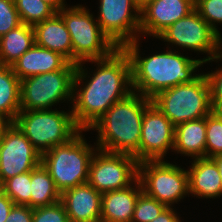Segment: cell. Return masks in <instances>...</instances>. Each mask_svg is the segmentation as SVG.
<instances>
[{
    "instance_id": "14",
    "label": "cell",
    "mask_w": 222,
    "mask_h": 222,
    "mask_svg": "<svg viewBox=\"0 0 222 222\" xmlns=\"http://www.w3.org/2000/svg\"><path fill=\"white\" fill-rule=\"evenodd\" d=\"M175 125L151 103L144 112L140 138V162L162 160L174 146Z\"/></svg>"
},
{
    "instance_id": "37",
    "label": "cell",
    "mask_w": 222,
    "mask_h": 222,
    "mask_svg": "<svg viewBox=\"0 0 222 222\" xmlns=\"http://www.w3.org/2000/svg\"><path fill=\"white\" fill-rule=\"evenodd\" d=\"M11 123H12L11 120L0 115V141L3 138L4 132L10 126Z\"/></svg>"
},
{
    "instance_id": "17",
    "label": "cell",
    "mask_w": 222,
    "mask_h": 222,
    "mask_svg": "<svg viewBox=\"0 0 222 222\" xmlns=\"http://www.w3.org/2000/svg\"><path fill=\"white\" fill-rule=\"evenodd\" d=\"M69 61L60 53L34 44L11 66L21 81L24 78L61 70Z\"/></svg>"
},
{
    "instance_id": "29",
    "label": "cell",
    "mask_w": 222,
    "mask_h": 222,
    "mask_svg": "<svg viewBox=\"0 0 222 222\" xmlns=\"http://www.w3.org/2000/svg\"><path fill=\"white\" fill-rule=\"evenodd\" d=\"M195 10L221 37L215 22L222 23V0H197L195 1Z\"/></svg>"
},
{
    "instance_id": "16",
    "label": "cell",
    "mask_w": 222,
    "mask_h": 222,
    "mask_svg": "<svg viewBox=\"0 0 222 222\" xmlns=\"http://www.w3.org/2000/svg\"><path fill=\"white\" fill-rule=\"evenodd\" d=\"M101 198L88 182L61 193L60 201L70 222H100Z\"/></svg>"
},
{
    "instance_id": "5",
    "label": "cell",
    "mask_w": 222,
    "mask_h": 222,
    "mask_svg": "<svg viewBox=\"0 0 222 222\" xmlns=\"http://www.w3.org/2000/svg\"><path fill=\"white\" fill-rule=\"evenodd\" d=\"M151 102L176 126L177 124L206 117L213 111L210 87L205 74L193 81L165 89Z\"/></svg>"
},
{
    "instance_id": "32",
    "label": "cell",
    "mask_w": 222,
    "mask_h": 222,
    "mask_svg": "<svg viewBox=\"0 0 222 222\" xmlns=\"http://www.w3.org/2000/svg\"><path fill=\"white\" fill-rule=\"evenodd\" d=\"M209 87L211 104L214 111L222 113V68L205 74Z\"/></svg>"
},
{
    "instance_id": "21",
    "label": "cell",
    "mask_w": 222,
    "mask_h": 222,
    "mask_svg": "<svg viewBox=\"0 0 222 222\" xmlns=\"http://www.w3.org/2000/svg\"><path fill=\"white\" fill-rule=\"evenodd\" d=\"M206 117L175 126L173 150L192 158H205Z\"/></svg>"
},
{
    "instance_id": "2",
    "label": "cell",
    "mask_w": 222,
    "mask_h": 222,
    "mask_svg": "<svg viewBox=\"0 0 222 222\" xmlns=\"http://www.w3.org/2000/svg\"><path fill=\"white\" fill-rule=\"evenodd\" d=\"M138 40L126 44L123 49L131 61L132 89L147 98L193 81L198 76L193 73L204 64L201 59H190L170 50L141 58Z\"/></svg>"
},
{
    "instance_id": "9",
    "label": "cell",
    "mask_w": 222,
    "mask_h": 222,
    "mask_svg": "<svg viewBox=\"0 0 222 222\" xmlns=\"http://www.w3.org/2000/svg\"><path fill=\"white\" fill-rule=\"evenodd\" d=\"M142 191L167 207H173L189 194L188 172L163 160H145L138 164Z\"/></svg>"
},
{
    "instance_id": "19",
    "label": "cell",
    "mask_w": 222,
    "mask_h": 222,
    "mask_svg": "<svg viewBox=\"0 0 222 222\" xmlns=\"http://www.w3.org/2000/svg\"><path fill=\"white\" fill-rule=\"evenodd\" d=\"M33 29L35 44L58 52L73 63V46L70 33L58 12L43 22L34 25Z\"/></svg>"
},
{
    "instance_id": "38",
    "label": "cell",
    "mask_w": 222,
    "mask_h": 222,
    "mask_svg": "<svg viewBox=\"0 0 222 222\" xmlns=\"http://www.w3.org/2000/svg\"><path fill=\"white\" fill-rule=\"evenodd\" d=\"M215 164L217 165L218 167V170H219V174H220V177H221V181H222V155H217V156H214L211 158Z\"/></svg>"
},
{
    "instance_id": "27",
    "label": "cell",
    "mask_w": 222,
    "mask_h": 222,
    "mask_svg": "<svg viewBox=\"0 0 222 222\" xmlns=\"http://www.w3.org/2000/svg\"><path fill=\"white\" fill-rule=\"evenodd\" d=\"M4 193L15 205L30 207L31 171L16 175L4 182Z\"/></svg>"
},
{
    "instance_id": "12",
    "label": "cell",
    "mask_w": 222,
    "mask_h": 222,
    "mask_svg": "<svg viewBox=\"0 0 222 222\" xmlns=\"http://www.w3.org/2000/svg\"><path fill=\"white\" fill-rule=\"evenodd\" d=\"M99 4L100 15L96 20L117 48L137 40L141 10L133 0H100Z\"/></svg>"
},
{
    "instance_id": "30",
    "label": "cell",
    "mask_w": 222,
    "mask_h": 222,
    "mask_svg": "<svg viewBox=\"0 0 222 222\" xmlns=\"http://www.w3.org/2000/svg\"><path fill=\"white\" fill-rule=\"evenodd\" d=\"M32 222H70L61 201L52 205L33 208Z\"/></svg>"
},
{
    "instance_id": "4",
    "label": "cell",
    "mask_w": 222,
    "mask_h": 222,
    "mask_svg": "<svg viewBox=\"0 0 222 222\" xmlns=\"http://www.w3.org/2000/svg\"><path fill=\"white\" fill-rule=\"evenodd\" d=\"M81 133L82 130L68 143L54 146L41 154V164L60 194L88 181L89 164L98 149L86 143Z\"/></svg>"
},
{
    "instance_id": "15",
    "label": "cell",
    "mask_w": 222,
    "mask_h": 222,
    "mask_svg": "<svg viewBox=\"0 0 222 222\" xmlns=\"http://www.w3.org/2000/svg\"><path fill=\"white\" fill-rule=\"evenodd\" d=\"M194 10L193 0H151L141 9L140 33L157 37L167 27Z\"/></svg>"
},
{
    "instance_id": "33",
    "label": "cell",
    "mask_w": 222,
    "mask_h": 222,
    "mask_svg": "<svg viewBox=\"0 0 222 222\" xmlns=\"http://www.w3.org/2000/svg\"><path fill=\"white\" fill-rule=\"evenodd\" d=\"M33 208L27 205H14L5 222H32Z\"/></svg>"
},
{
    "instance_id": "35",
    "label": "cell",
    "mask_w": 222,
    "mask_h": 222,
    "mask_svg": "<svg viewBox=\"0 0 222 222\" xmlns=\"http://www.w3.org/2000/svg\"><path fill=\"white\" fill-rule=\"evenodd\" d=\"M172 207H167L158 217H156L152 222H182L175 213Z\"/></svg>"
},
{
    "instance_id": "13",
    "label": "cell",
    "mask_w": 222,
    "mask_h": 222,
    "mask_svg": "<svg viewBox=\"0 0 222 222\" xmlns=\"http://www.w3.org/2000/svg\"><path fill=\"white\" fill-rule=\"evenodd\" d=\"M41 164V153L12 122L0 141V180L29 172Z\"/></svg>"
},
{
    "instance_id": "36",
    "label": "cell",
    "mask_w": 222,
    "mask_h": 222,
    "mask_svg": "<svg viewBox=\"0 0 222 222\" xmlns=\"http://www.w3.org/2000/svg\"><path fill=\"white\" fill-rule=\"evenodd\" d=\"M50 5L56 12H60L63 8H66L64 0H43Z\"/></svg>"
},
{
    "instance_id": "40",
    "label": "cell",
    "mask_w": 222,
    "mask_h": 222,
    "mask_svg": "<svg viewBox=\"0 0 222 222\" xmlns=\"http://www.w3.org/2000/svg\"><path fill=\"white\" fill-rule=\"evenodd\" d=\"M4 193V183L0 180V196Z\"/></svg>"
},
{
    "instance_id": "24",
    "label": "cell",
    "mask_w": 222,
    "mask_h": 222,
    "mask_svg": "<svg viewBox=\"0 0 222 222\" xmlns=\"http://www.w3.org/2000/svg\"><path fill=\"white\" fill-rule=\"evenodd\" d=\"M60 192L42 164L31 170L30 207H44L60 201Z\"/></svg>"
},
{
    "instance_id": "39",
    "label": "cell",
    "mask_w": 222,
    "mask_h": 222,
    "mask_svg": "<svg viewBox=\"0 0 222 222\" xmlns=\"http://www.w3.org/2000/svg\"><path fill=\"white\" fill-rule=\"evenodd\" d=\"M151 0H133V2L138 6L141 10L144 8Z\"/></svg>"
},
{
    "instance_id": "18",
    "label": "cell",
    "mask_w": 222,
    "mask_h": 222,
    "mask_svg": "<svg viewBox=\"0 0 222 222\" xmlns=\"http://www.w3.org/2000/svg\"><path fill=\"white\" fill-rule=\"evenodd\" d=\"M134 184L137 186L102 194L100 222H131L138 196L143 192L139 179Z\"/></svg>"
},
{
    "instance_id": "25",
    "label": "cell",
    "mask_w": 222,
    "mask_h": 222,
    "mask_svg": "<svg viewBox=\"0 0 222 222\" xmlns=\"http://www.w3.org/2000/svg\"><path fill=\"white\" fill-rule=\"evenodd\" d=\"M23 24L34 26L52 17L56 11L43 0H14Z\"/></svg>"
},
{
    "instance_id": "31",
    "label": "cell",
    "mask_w": 222,
    "mask_h": 222,
    "mask_svg": "<svg viewBox=\"0 0 222 222\" xmlns=\"http://www.w3.org/2000/svg\"><path fill=\"white\" fill-rule=\"evenodd\" d=\"M21 24L14 0H0V37Z\"/></svg>"
},
{
    "instance_id": "34",
    "label": "cell",
    "mask_w": 222,
    "mask_h": 222,
    "mask_svg": "<svg viewBox=\"0 0 222 222\" xmlns=\"http://www.w3.org/2000/svg\"><path fill=\"white\" fill-rule=\"evenodd\" d=\"M14 205L13 201L5 193L0 196V222H5Z\"/></svg>"
},
{
    "instance_id": "26",
    "label": "cell",
    "mask_w": 222,
    "mask_h": 222,
    "mask_svg": "<svg viewBox=\"0 0 222 222\" xmlns=\"http://www.w3.org/2000/svg\"><path fill=\"white\" fill-rule=\"evenodd\" d=\"M222 155V113L212 111L206 116L205 158Z\"/></svg>"
},
{
    "instance_id": "22",
    "label": "cell",
    "mask_w": 222,
    "mask_h": 222,
    "mask_svg": "<svg viewBox=\"0 0 222 222\" xmlns=\"http://www.w3.org/2000/svg\"><path fill=\"white\" fill-rule=\"evenodd\" d=\"M35 44L33 26L21 24L0 37V65L12 66Z\"/></svg>"
},
{
    "instance_id": "11",
    "label": "cell",
    "mask_w": 222,
    "mask_h": 222,
    "mask_svg": "<svg viewBox=\"0 0 222 222\" xmlns=\"http://www.w3.org/2000/svg\"><path fill=\"white\" fill-rule=\"evenodd\" d=\"M97 152L91 158L87 182L99 193L126 188L138 179L139 162L133 155Z\"/></svg>"
},
{
    "instance_id": "23",
    "label": "cell",
    "mask_w": 222,
    "mask_h": 222,
    "mask_svg": "<svg viewBox=\"0 0 222 222\" xmlns=\"http://www.w3.org/2000/svg\"><path fill=\"white\" fill-rule=\"evenodd\" d=\"M20 110V80L11 66L0 65V115L14 122Z\"/></svg>"
},
{
    "instance_id": "28",
    "label": "cell",
    "mask_w": 222,
    "mask_h": 222,
    "mask_svg": "<svg viewBox=\"0 0 222 222\" xmlns=\"http://www.w3.org/2000/svg\"><path fill=\"white\" fill-rule=\"evenodd\" d=\"M167 206L142 192L137 199L131 222H152Z\"/></svg>"
},
{
    "instance_id": "20",
    "label": "cell",
    "mask_w": 222,
    "mask_h": 222,
    "mask_svg": "<svg viewBox=\"0 0 222 222\" xmlns=\"http://www.w3.org/2000/svg\"><path fill=\"white\" fill-rule=\"evenodd\" d=\"M188 172L189 193L198 198H215L222 195L219 170L211 158H195Z\"/></svg>"
},
{
    "instance_id": "6",
    "label": "cell",
    "mask_w": 222,
    "mask_h": 222,
    "mask_svg": "<svg viewBox=\"0 0 222 222\" xmlns=\"http://www.w3.org/2000/svg\"><path fill=\"white\" fill-rule=\"evenodd\" d=\"M14 123L41 154L68 143L81 131L72 111L20 110Z\"/></svg>"
},
{
    "instance_id": "3",
    "label": "cell",
    "mask_w": 222,
    "mask_h": 222,
    "mask_svg": "<svg viewBox=\"0 0 222 222\" xmlns=\"http://www.w3.org/2000/svg\"><path fill=\"white\" fill-rule=\"evenodd\" d=\"M151 99L136 92L115 102L89 129L98 131L97 149L133 155L140 162L142 119Z\"/></svg>"
},
{
    "instance_id": "8",
    "label": "cell",
    "mask_w": 222,
    "mask_h": 222,
    "mask_svg": "<svg viewBox=\"0 0 222 222\" xmlns=\"http://www.w3.org/2000/svg\"><path fill=\"white\" fill-rule=\"evenodd\" d=\"M76 64L68 62L61 70L41 73L20 81V109L48 110L65 99L72 103Z\"/></svg>"
},
{
    "instance_id": "7",
    "label": "cell",
    "mask_w": 222,
    "mask_h": 222,
    "mask_svg": "<svg viewBox=\"0 0 222 222\" xmlns=\"http://www.w3.org/2000/svg\"><path fill=\"white\" fill-rule=\"evenodd\" d=\"M58 13L70 33L74 64L107 58L117 49L85 7H66Z\"/></svg>"
},
{
    "instance_id": "1",
    "label": "cell",
    "mask_w": 222,
    "mask_h": 222,
    "mask_svg": "<svg viewBox=\"0 0 222 222\" xmlns=\"http://www.w3.org/2000/svg\"><path fill=\"white\" fill-rule=\"evenodd\" d=\"M90 61L98 65L90 81L83 88H77L88 74L81 63L76 66L73 79L71 110L76 125L82 131H89L115 102L133 92L131 61L123 48H117L107 58Z\"/></svg>"
},
{
    "instance_id": "10",
    "label": "cell",
    "mask_w": 222,
    "mask_h": 222,
    "mask_svg": "<svg viewBox=\"0 0 222 222\" xmlns=\"http://www.w3.org/2000/svg\"><path fill=\"white\" fill-rule=\"evenodd\" d=\"M156 38L183 48L208 53L207 55L210 56L203 58V63L222 58V51L220 52L222 37L207 24L196 10L167 27Z\"/></svg>"
}]
</instances>
